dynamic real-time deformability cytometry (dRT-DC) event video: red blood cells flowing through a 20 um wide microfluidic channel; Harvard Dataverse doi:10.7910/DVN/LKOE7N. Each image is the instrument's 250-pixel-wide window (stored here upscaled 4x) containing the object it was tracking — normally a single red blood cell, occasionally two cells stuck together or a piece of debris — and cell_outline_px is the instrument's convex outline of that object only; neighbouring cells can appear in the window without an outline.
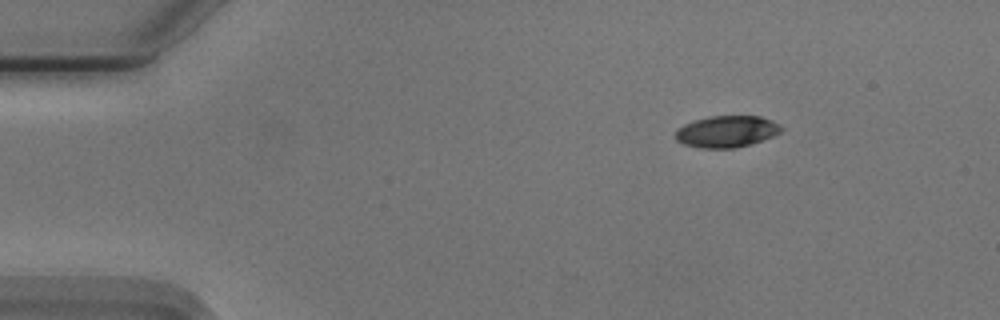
{"species": "Egyptian fruit bat (a non-hibernating species)", "species_latin": "Rousettus aegyptiacus", "temperature_condition": "cold", "stored_images_in_passage": 48, "camera_frame_rate_fps": 3000, "um_per_image_px": 0.085, "animal": {"sex": "male"}, "frame": {"image": 1, "passage_image": 1, "time_ms": 0.0, "image_size_px": [1000, 320], "cell_outline_px": [[784, 128], [780, 132], [772, 136], [752, 144], [736, 148], [700, 148], [684, 144], [676, 140], [676, 128], [684, 124], [708, 116], [760, 116], [772, 120], [780, 124]], "centroid_in_image_um": [61.78, 11.18], "position_along_channel_um": 23.2, "area_um2": 19.59}}
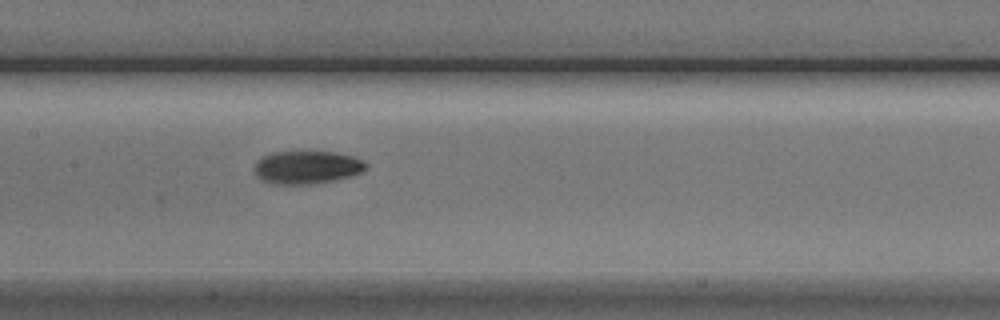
{"frame": {"image": 2, "passage_image": 20, "time_ms": 6.333, "image_size_px": [1000, 320], "cell_outline_px": [[368, 168], [352, 176], [332, 180], [308, 184], [272, 184], [256, 176], [256, 160], [264, 156], [276, 152], [336, 152], [356, 156], [364, 160], [368, 164]], "centroid_in_image_um": [26.15, 14.21], "position_along_channel_um": 181.2, "area_um2": 21.39}}
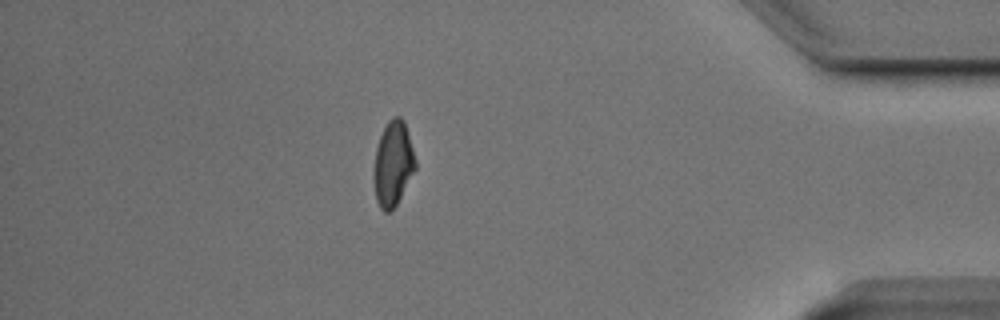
{"frame": {"image": 3, "passage_image": 41, "time_ms": 13.333, "image_size_px": [1000, 320], "cell_outline_px": [[416, 168], [396, 204], [388, 212], [384, 212], [380, 208], [376, 200], [376, 148], [380, 136], [388, 120], [392, 116], [400, 116], [404, 120], [408, 132], [416, 160]], "centroid_in_image_um": [33.45, 13.86], "position_along_channel_um": 401.8, "area_um2": 19.88}, "authors_computed_cell_mechanics": {"area_um2": 20.6924, "velocity_mm_per_s": 3.7518, "shape_relaxation_time_tau1_ms": 3.0659, "shape_relaxation_time_tau2_ms": null, "deformation_change_tau1": 0.1371, "deformation_change_tau2": null}}